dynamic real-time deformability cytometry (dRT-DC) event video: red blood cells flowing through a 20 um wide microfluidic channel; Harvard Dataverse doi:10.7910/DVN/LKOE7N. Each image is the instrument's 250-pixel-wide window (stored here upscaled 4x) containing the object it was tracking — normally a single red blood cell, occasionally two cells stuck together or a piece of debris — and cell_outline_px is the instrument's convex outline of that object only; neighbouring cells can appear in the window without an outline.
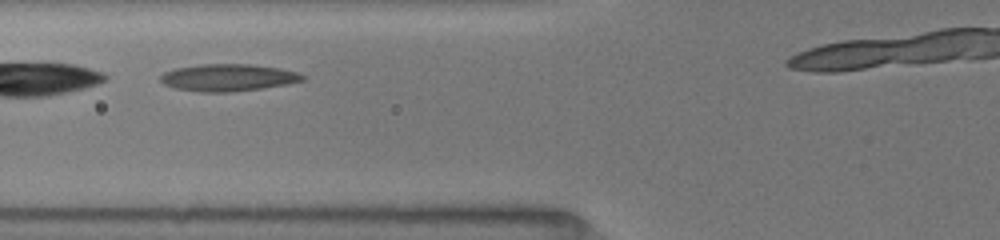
{"species": "common noctule bat (a hibernating species)", "species_latin": "Nyctalus noctula", "temperature_condition": "room temperature", "stored_images_in_passage": 8, "camera_frame_rate_fps": 3000, "um_per_image_px": 0.085, "animal": {"sex": "female", "body_mass_g": 19.5, "forearm_length_mm": 54.1}, "frame": {"image": 1, "passage_image": 2, "time_ms": 1.0, "image_size_px": [1000, 240], "cell_outline_px": [[308, 76], [304, 80], [288, 84], [232, 92], [200, 92], [176, 88], [164, 84], [160, 80], [160, 76], [164, 72], [176, 68], [200, 64], [252, 64], [280, 68], [296, 72]], "centroid_in_image_um": [19.41, 6.59], "position_along_channel_um": 106.4, "area_um2": 22.48}}
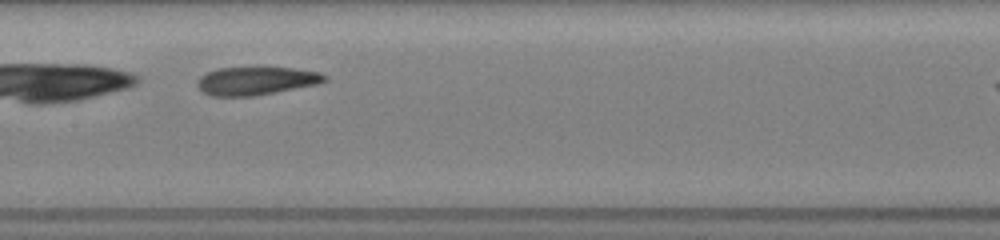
{"frame": {"image": 2, "passage_image": 4, "time_ms": 3.0, "image_size_px": [1000, 240], "cell_outline_px": [[328, 80], [316, 84], [252, 96], [212, 96], [204, 92], [196, 84], [196, 80], [200, 76], [208, 72], [220, 68], [260, 64], [296, 68], [320, 72], [328, 76]], "centroid_in_image_um": [21.79, 6.8], "position_along_channel_um": 185.6, "area_um2": 21.73}}
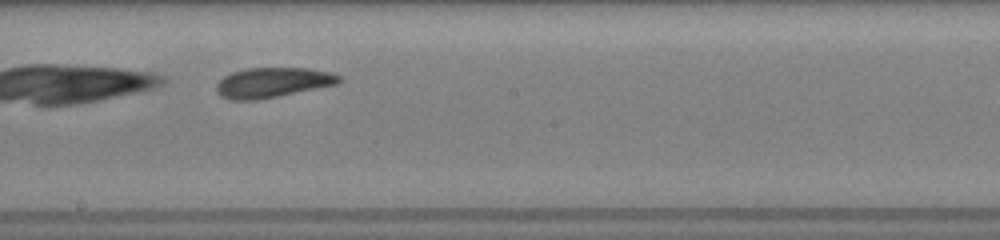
{"frame": {"image": 3, "passage_image": 5, "time_ms": 4.0, "image_size_px": [1000, 240], "cell_outline_px": [[344, 80], [336, 84], [280, 96], [256, 100], [232, 100], [220, 96], [216, 92], [216, 84], [224, 76], [232, 72], [248, 68], [308, 68], [328, 72], [340, 76]], "centroid_in_image_um": [23.15, 7.02], "position_along_channel_um": 225.0, "area_um2": 21.44}}